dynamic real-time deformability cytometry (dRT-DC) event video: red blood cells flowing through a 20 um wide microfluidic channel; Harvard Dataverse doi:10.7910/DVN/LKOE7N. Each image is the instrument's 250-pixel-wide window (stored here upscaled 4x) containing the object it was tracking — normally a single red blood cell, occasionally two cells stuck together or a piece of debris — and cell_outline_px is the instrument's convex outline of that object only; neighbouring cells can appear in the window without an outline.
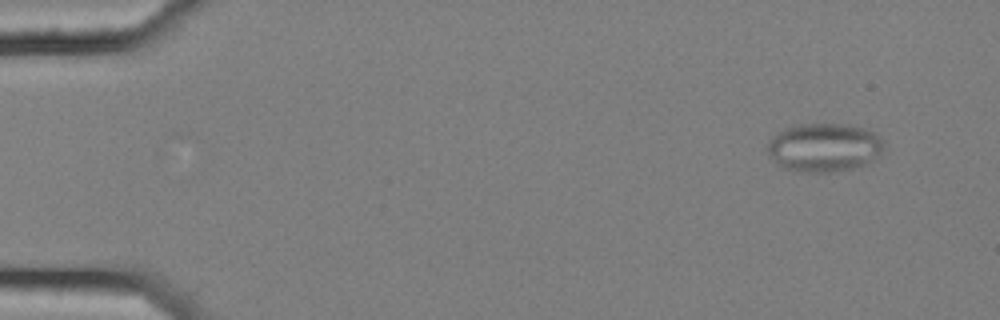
{"species": "common noctule bat (a hibernating species)", "species_latin": "Nyctalus noctula", "temperature_condition": "cold", "stored_images_in_passage": 7, "camera_frame_rate_fps": 3000, "um_per_image_px": 0.085, "animal": {"sex": "female", "body_mass_g": 25.1}, "frame": {"image": 1, "passage_image": 2, "time_ms": 0.333, "image_size_px": [1000, 320], "cell_outline_px": [[880, 152], [872, 160], [864, 164], [852, 168], [828, 172], [800, 172], [784, 168], [776, 164], [768, 156], [764, 148], [772, 136], [784, 128], [800, 124], [848, 124], [864, 128], [876, 132], [880, 140]], "centroid_in_image_um": [69.94, 12.53], "position_along_channel_um": 15.1, "area_um2": 32.95}}
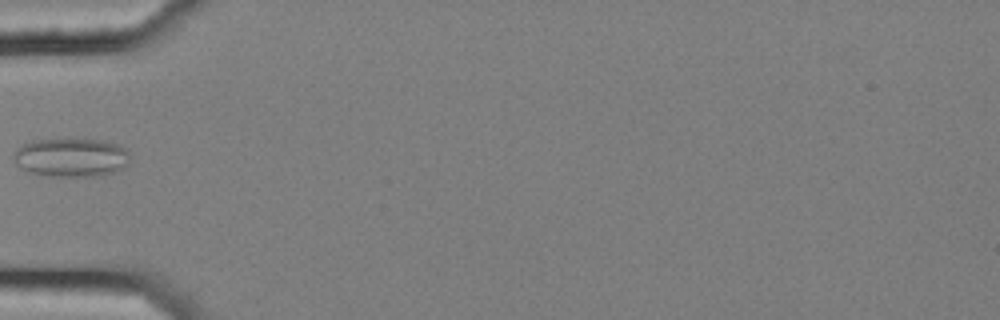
{"frame": {"image": 2, "passage_image": 6, "time_ms": 1.667, "image_size_px": [1000, 320], "cell_outline_px": [[132, 156], [128, 164], [112, 172], [100, 176], [44, 176], [28, 172], [20, 168], [16, 164], [12, 156], [12, 152], [16, 148], [32, 140], [76, 136], [104, 140], [120, 144]], "centroid_in_image_um": [6.03, 13.33], "position_along_channel_um": 79.0, "area_um2": 27.51}}